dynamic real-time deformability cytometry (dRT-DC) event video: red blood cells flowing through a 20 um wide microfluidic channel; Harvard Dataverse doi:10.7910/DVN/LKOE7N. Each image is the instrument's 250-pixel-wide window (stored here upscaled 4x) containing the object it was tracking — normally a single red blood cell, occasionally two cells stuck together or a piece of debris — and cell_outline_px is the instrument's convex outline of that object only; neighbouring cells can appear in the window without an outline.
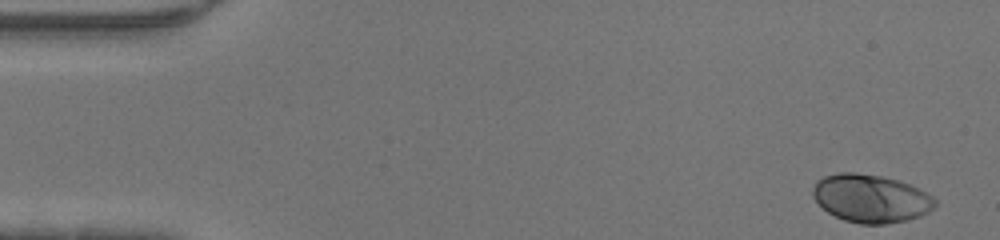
{"species": "human", "species_latin": "Homo sapiens", "temperature_condition": "warm", "stored_images_in_passage": 46, "camera_frame_rate_fps": 3000, "um_per_image_px": 0.085, "donor": {"sex": "male"}, "frame": {"image": 1, "passage_image": 1, "time_ms": 0.0, "image_size_px": [1000, 240], "cell_outline_px": [[936, 204], [928, 212], [920, 216], [908, 220], [888, 224], [860, 224], [844, 220], [828, 212], [812, 196], [812, 188], [816, 180], [824, 176], [840, 172], [856, 172], [880, 176], [896, 180], [920, 188], [932, 196], [936, 200]], "centroid_in_image_um": [74.01, 16.87], "position_along_channel_um": 11.0, "area_um2": 34.28}}
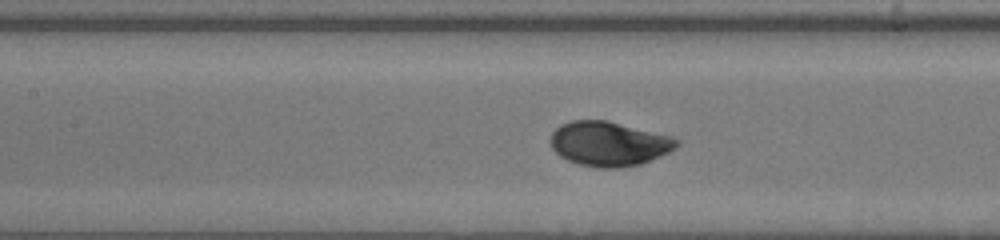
{"frame": {"image": 2, "passage_image": 20, "time_ms": 6.333, "image_size_px": [1000, 240], "cell_outline_px": [[680, 144], [676, 148], [660, 156], [640, 164], [620, 168], [600, 168], [580, 164], [568, 160], [560, 156], [552, 148], [552, 132], [560, 124], [572, 120], [608, 120], [672, 136], [680, 140]], "centroid_in_image_um": [51.79, 12.21], "position_along_channel_um": 155.6, "area_um2": 32.77}}
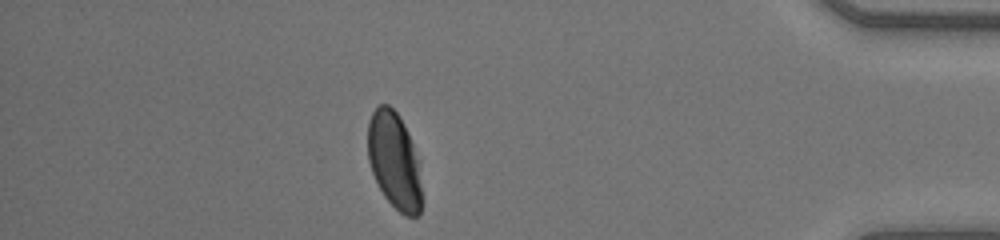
{"frame": {"image": 3, "passage_image": 40, "time_ms": 13.0, "image_size_px": [1000, 240], "cell_outline_px": [[424, 200], [420, 216], [404, 216], [384, 196], [372, 172], [368, 160], [368, 120], [372, 112], [380, 104], [388, 104], [400, 116], [404, 124], [412, 144], [416, 160]], "centroid_in_image_um": [33.52, 13.69], "position_along_channel_um": 401.7, "area_um2": 30.35}}